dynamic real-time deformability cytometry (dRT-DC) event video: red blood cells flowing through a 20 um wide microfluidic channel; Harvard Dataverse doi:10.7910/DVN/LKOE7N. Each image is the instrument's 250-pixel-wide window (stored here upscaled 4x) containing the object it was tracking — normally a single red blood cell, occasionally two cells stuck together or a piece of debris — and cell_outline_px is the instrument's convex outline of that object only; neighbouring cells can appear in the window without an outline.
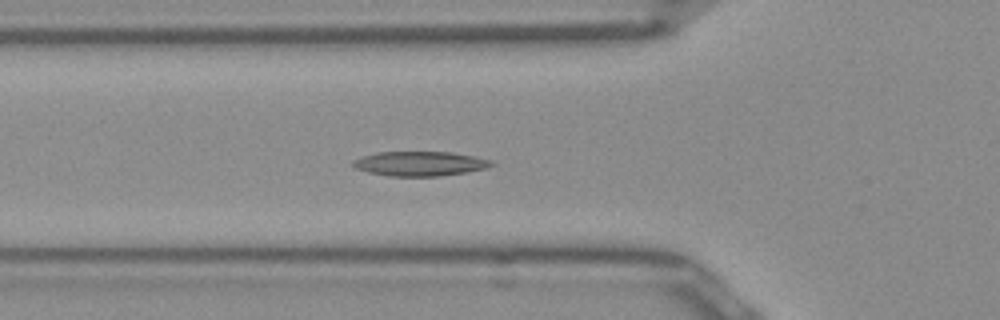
{"species": "Egyptian fruit bat (a non-hibernating species)", "species_latin": "Rousettus aegyptiacus", "temperature_condition": "room temperature", "stored_images_in_passage": 51, "camera_frame_rate_fps": 3000, "um_per_image_px": 0.085, "frame": {"image": 1, "passage_image": 17, "time_ms": 5.333, "image_size_px": [1000, 320], "cell_outline_px": [[496, 164], [488, 168], [440, 176], [388, 176], [368, 172], [352, 168], [352, 160], [364, 156], [380, 152], [448, 152], [472, 156], [492, 160]], "centroid_in_image_um": [35.68, 13.92], "position_along_channel_um": 90.1, "area_um2": 19.77}}
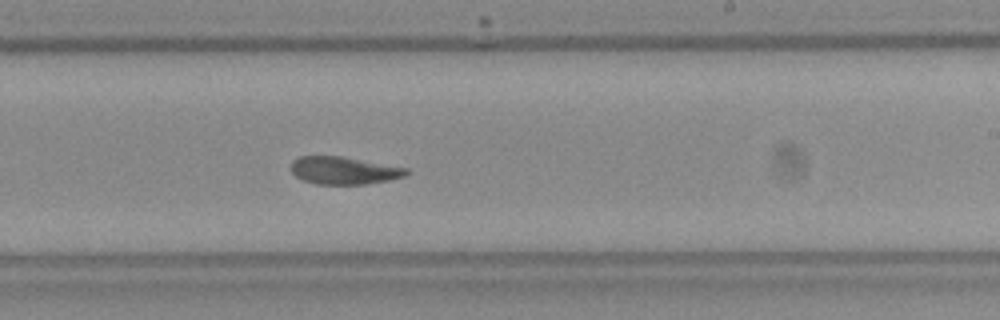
{"frame": {"image": 2, "passage_image": 30, "time_ms": 9.667, "image_size_px": [1000, 320], "cell_outline_px": [[408, 172], [404, 176], [388, 180], [364, 184], [316, 184], [304, 180], [296, 176], [292, 172], [292, 160], [300, 156], [344, 156], [408, 168]], "centroid_in_image_um": [29.23, 14.48], "position_along_channel_um": 259.8, "area_um2": 18.44}}
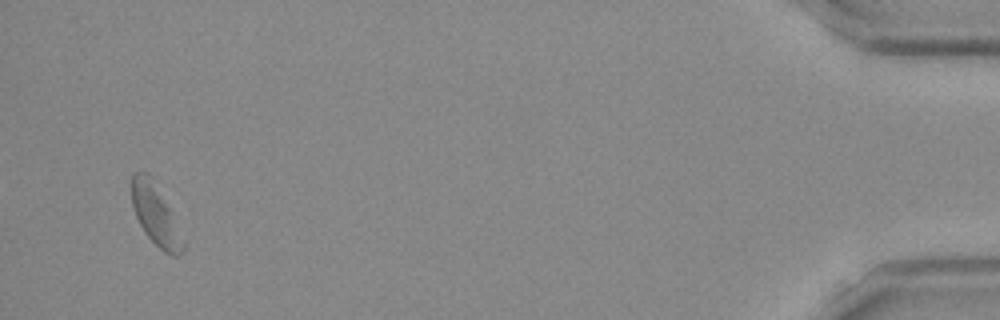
{"frame": {"image": 3, "passage_image": 49, "time_ms": 16.0, "image_size_px": [1000, 320], "cell_outline_px": [[184, 252], [180, 256], [172, 256], [164, 252], [144, 232], [132, 208], [132, 172], [148, 172], [152, 176], [168, 208], [184, 244]], "centroid_in_image_um": [13.18, 18.24], "position_along_channel_um": 422.0, "area_um2": 17.63}, "authors_computed_cell_mechanics": {"area_um2": 19.2474, "velocity_mm_per_s": 3.9047, "shape_relaxation_time_tau1_ms": 4.1001, "shape_relaxation_time_tau2_ms": 2.5826, "deformation_change_tau1": 0.1306, "deformation_change_tau2": 0.0759}}